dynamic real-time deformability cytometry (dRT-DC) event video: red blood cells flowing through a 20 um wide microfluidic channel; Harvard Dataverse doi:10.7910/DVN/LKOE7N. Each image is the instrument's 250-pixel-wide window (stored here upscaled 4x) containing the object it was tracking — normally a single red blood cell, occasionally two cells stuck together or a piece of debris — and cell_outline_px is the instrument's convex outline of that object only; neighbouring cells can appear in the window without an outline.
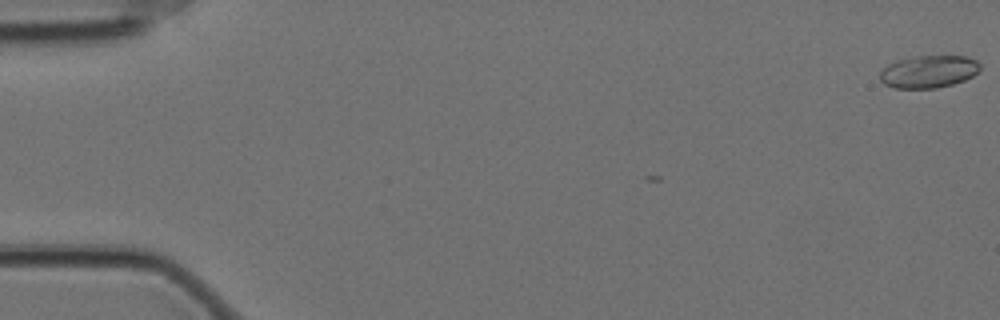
{"species": "Egyptian fruit bat (a non-hibernating species)", "species_latin": "Rousettus aegyptiacus", "temperature_condition": "cold", "stored_images_in_passage": 4, "camera_frame_rate_fps": 3000, "um_per_image_px": 0.085, "animal": {"sex": "female"}, "frame": {"image": 1, "passage_image": 1, "time_ms": 0.0, "image_size_px": [1000, 320], "cell_outline_px": [[980, 68], [972, 76], [964, 80], [952, 84], [936, 88], [896, 88], [884, 84], [880, 80], [880, 72], [888, 64], [896, 60], [916, 56], [964, 56], [976, 60], [980, 64]], "centroid_in_image_um": [78.91, 6.08], "position_along_channel_um": 6.1, "area_um2": 18.84}}